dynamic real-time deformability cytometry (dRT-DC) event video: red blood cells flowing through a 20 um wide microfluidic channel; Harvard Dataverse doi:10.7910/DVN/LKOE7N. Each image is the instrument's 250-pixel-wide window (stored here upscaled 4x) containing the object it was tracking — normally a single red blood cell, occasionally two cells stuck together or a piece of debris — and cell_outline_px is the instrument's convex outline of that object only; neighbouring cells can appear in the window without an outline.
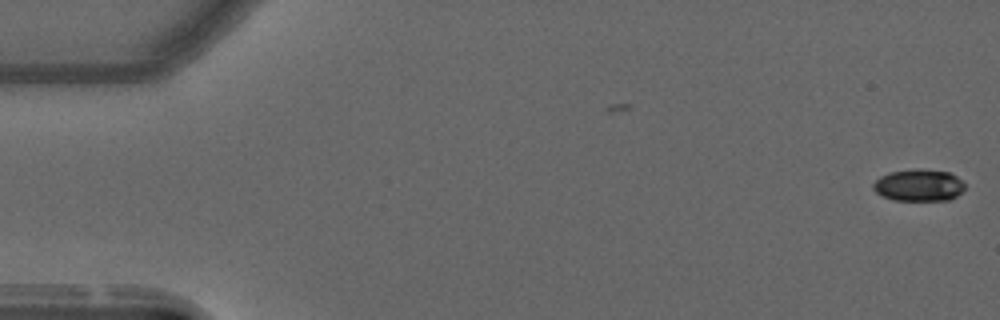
{"species": "common noctule bat (a hibernating species)", "species_latin": "Nyctalus noctula", "temperature_condition": "warm", "stored_images_in_passage": 9, "camera_frame_rate_fps": 3000, "um_per_image_px": 0.085, "animal": {"sex": "male", "forearm_length_mm": 52.5}, "frame": {"image": 1, "passage_image": 9, "time_ms": 2.667, "image_size_px": [1000, 320], "cell_outline_px": [[964, 188], [956, 196], [948, 200], [892, 200], [876, 192], [872, 188], [872, 184], [880, 176], [888, 172], [948, 172], [956, 176], [964, 184]], "centroid_in_image_um": [78.06, 15.8], "position_along_channel_um": 6.9, "area_um2": 16.13}}